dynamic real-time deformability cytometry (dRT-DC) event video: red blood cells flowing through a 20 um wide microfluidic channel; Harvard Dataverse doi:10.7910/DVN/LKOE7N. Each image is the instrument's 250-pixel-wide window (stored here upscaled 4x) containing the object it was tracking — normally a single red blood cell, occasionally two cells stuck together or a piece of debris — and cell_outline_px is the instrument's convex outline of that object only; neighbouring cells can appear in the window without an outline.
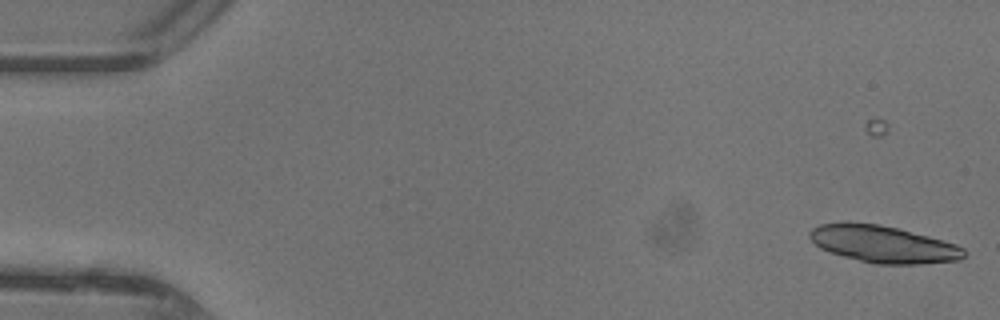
{"species": "common noctule bat (a hibernating species)", "species_latin": "Nyctalus noctula", "temperature_condition": "warm", "stored_images_in_passage": 43, "camera_frame_rate_fps": 3000, "um_per_image_px": 0.085, "animal": {"sex": "female"}, "frame": {"image": 1, "passage_image": 4, "time_ms": 1.0, "image_size_px": [1000, 320], "cell_outline_px": [[968, 252], [960, 260], [920, 264], [876, 264], [844, 256], [820, 248], [808, 236], [808, 232], [812, 228], [820, 224], [848, 220], [880, 224], [928, 236], [956, 244], [964, 248]], "centroid_in_image_um": [75.06, 20.73], "position_along_channel_um": 9.9, "area_um2": 33.52}}
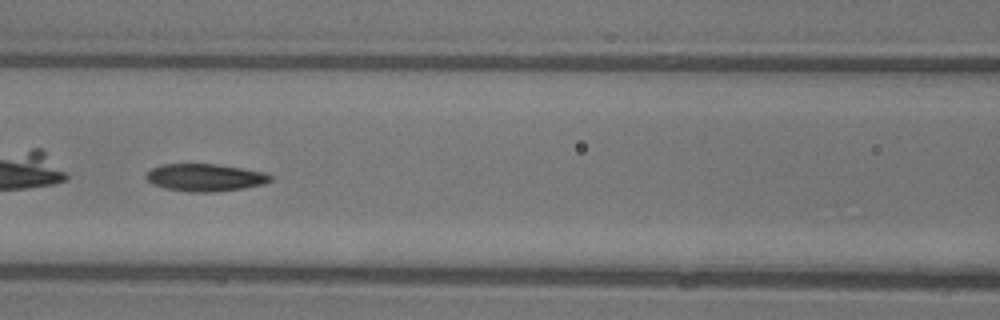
{"frame": {"image": 2, "passage_image": 24, "time_ms": 7.667, "image_size_px": [1000, 320], "cell_outline_px": [[272, 180], [264, 184], [244, 188], [216, 192], [188, 192], [164, 188], [152, 184], [144, 176], [152, 168], [164, 164], [216, 164], [268, 172], [272, 176]], "centroid_in_image_um": [17.47, 15.09], "position_along_channel_um": 149.1, "area_um2": 20.06}}
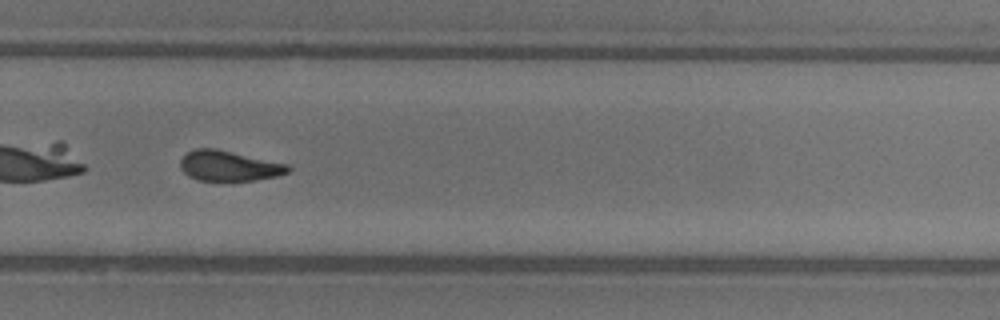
{"frame": {"image": 3, "passage_image": 35, "time_ms": 11.333, "image_size_px": [1000, 320], "cell_outline_px": [[292, 168], [288, 172], [276, 176], [252, 180], [196, 180], [188, 176], [180, 168], [180, 160], [188, 152], [196, 148], [216, 148], [288, 164]], "centroid_in_image_um": [19.45, 14.09], "position_along_channel_um": 310.4, "area_um2": 18.9}, "authors_computed_cell_mechanics": {"area_um2": 20.3456, "velocity_mm_per_s": 4.41, "shape_relaxation_time_tau1_ms": 3.9773, "shape_relaxation_time_tau2_ms": 3.456, "deformation_change_tau1": 0.1554, "deformation_change_tau2": 0.1153}}